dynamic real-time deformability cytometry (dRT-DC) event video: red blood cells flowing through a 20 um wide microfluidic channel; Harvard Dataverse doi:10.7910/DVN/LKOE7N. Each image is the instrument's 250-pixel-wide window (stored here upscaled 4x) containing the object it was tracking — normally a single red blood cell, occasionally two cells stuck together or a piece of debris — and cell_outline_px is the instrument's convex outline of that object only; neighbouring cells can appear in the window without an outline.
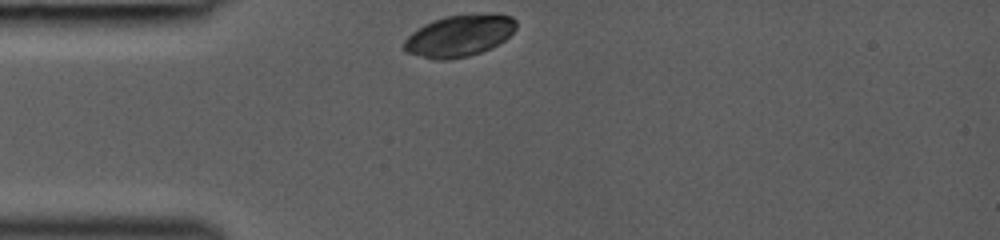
{"species": "common noctule bat (a hibernating species)", "species_latin": "Nyctalus noctula", "temperature_condition": "room temperature", "stored_images_in_passage": 28, "camera_frame_rate_fps": 3000, "um_per_image_px": 0.085, "animal": {"sex": "female", "body_mass_g": 19.0, "forearm_length_mm": 53.3}, "frame": {"image": 1, "passage_image": 1, "time_ms": 0.0, "image_size_px": [1000, 240], "cell_outline_px": [[516, 28], [504, 40], [492, 48], [468, 56], [448, 60], [432, 60], [404, 52], [404, 40], [412, 32], [424, 24], [432, 20], [444, 16], [512, 16], [516, 20]], "centroid_in_image_um": [38.96, 3.09], "position_along_channel_um": 46.0, "area_um2": 26.7}}
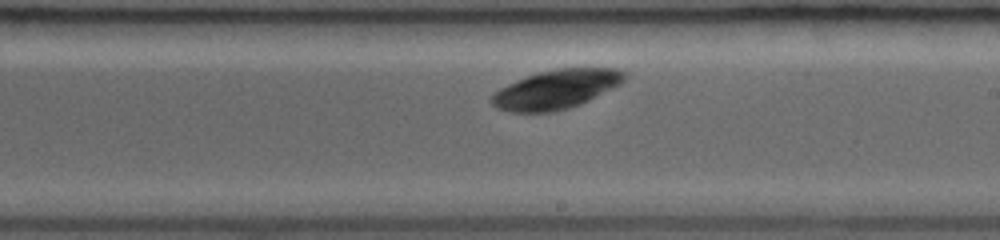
{"frame": {"image": 2, "passage_image": 16, "time_ms": 5.0, "image_size_px": [1000, 240], "cell_outline_px": [[628, 76], [620, 84], [580, 104], [568, 108], [552, 112], [508, 112], [496, 108], [488, 100], [492, 92], [516, 80], [540, 72], [556, 68], [616, 68], [628, 72]], "centroid_in_image_um": [47.25, 7.59], "position_along_channel_um": 241.8, "area_um2": 30.35}}
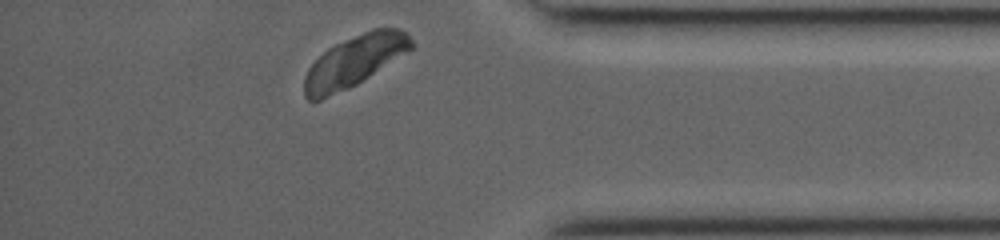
{"frame": {"image": 3, "passage_image": 28, "time_ms": 9.0, "image_size_px": [1000, 240], "cell_outline_px": [[412, 48], [356, 84], [348, 88], [320, 100], [308, 100], [304, 96], [304, 76], [308, 68], [328, 48], [336, 44], [372, 28], [400, 28], [412, 40]], "centroid_in_image_um": [30.08, 5.2], "position_along_channel_um": 405.1, "area_um2": 31.1}}